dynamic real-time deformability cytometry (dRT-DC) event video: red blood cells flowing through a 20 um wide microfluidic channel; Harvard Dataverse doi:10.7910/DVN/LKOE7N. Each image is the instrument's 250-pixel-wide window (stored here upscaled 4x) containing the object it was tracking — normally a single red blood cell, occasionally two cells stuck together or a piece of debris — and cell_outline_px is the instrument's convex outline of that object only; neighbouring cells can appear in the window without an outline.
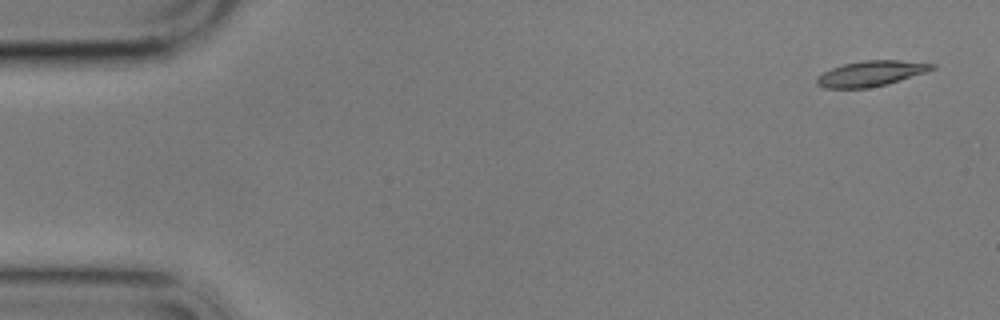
{"species": "common noctule bat (a hibernating species)", "species_latin": "Nyctalus noctula", "temperature_condition": "cold", "stored_images_in_passage": 4, "camera_frame_rate_fps": 3000, "um_per_image_px": 0.085, "animal": {"sex": "male", "body_mass_g": 17.9}, "frame": {"image": 1, "passage_image": 1, "time_ms": 0.0, "image_size_px": [1000, 320], "cell_outline_px": [[936, 68], [888, 84], [868, 88], [824, 88], [816, 84], [816, 76], [832, 68], [844, 64], [864, 60], [900, 60], [936, 64]], "centroid_in_image_um": [74.0, 6.25], "position_along_channel_um": 11.0, "area_um2": 16.99}}
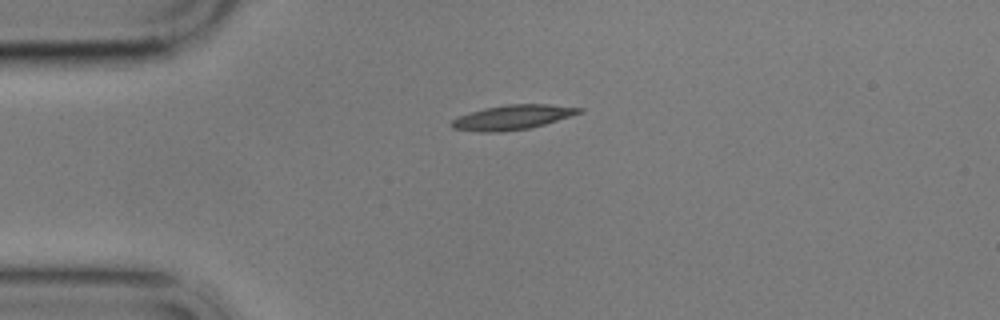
{"frame": {"image": 2, "passage_image": 4, "time_ms": 3.667, "image_size_px": [1000, 320], "cell_outline_px": [[584, 112], [544, 124], [528, 128], [500, 132], [480, 132], [452, 128], [448, 124], [456, 116], [484, 108], [508, 104], [548, 104], [584, 108]], "centroid_in_image_um": [43.53, 9.96], "position_along_channel_um": 41.5, "area_um2": 18.38}}